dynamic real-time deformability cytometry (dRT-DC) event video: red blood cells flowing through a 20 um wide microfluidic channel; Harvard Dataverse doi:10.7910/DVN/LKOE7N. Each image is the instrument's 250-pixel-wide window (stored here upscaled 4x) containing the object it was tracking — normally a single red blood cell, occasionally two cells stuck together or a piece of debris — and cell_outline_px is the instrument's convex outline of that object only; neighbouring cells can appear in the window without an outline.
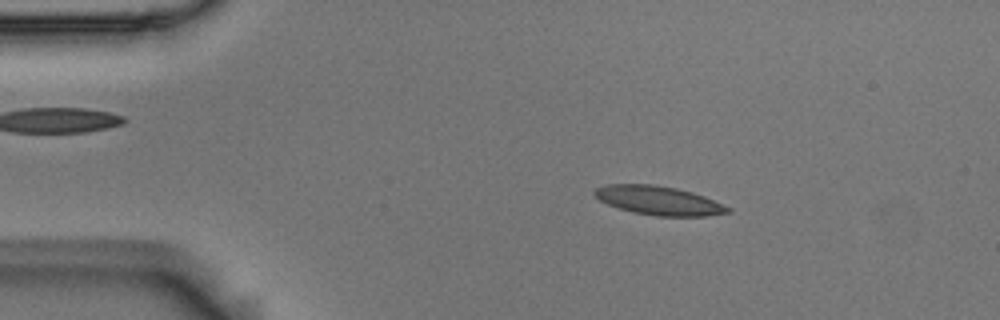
{"species": "Egyptian fruit bat (a non-hibernating species)", "species_latin": "Rousettus aegyptiacus", "temperature_condition": "room temperature", "stored_images_in_passage": 54, "camera_frame_rate_fps": 3000, "um_per_image_px": 0.085, "animal": {"sex": "male"}, "frame": {"image": 1, "passage_image": 9, "time_ms": 2.667, "image_size_px": [1000, 320], "cell_outline_px": [[732, 212], [708, 216], [656, 216], [632, 212], [608, 204], [600, 200], [592, 192], [596, 188], [608, 184], [652, 184], [676, 188], [692, 192], [704, 196], [732, 208]], "centroid_in_image_um": [56.02, 17.05], "position_along_channel_um": 29.0, "area_um2": 22.43}}
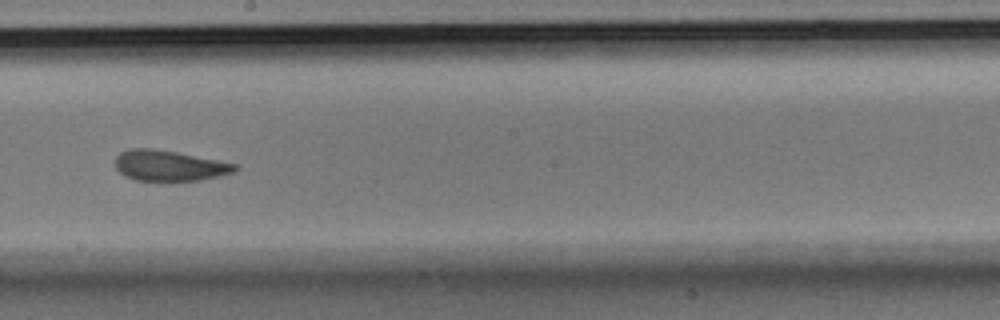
{"frame": {"image": 2, "passage_image": 30, "time_ms": 9.667, "image_size_px": [1000, 320], "cell_outline_px": [[236, 172], [200, 180], [156, 184], [136, 180], [124, 176], [116, 168], [116, 156], [120, 152], [128, 148], [152, 148], [176, 152], [236, 164]], "centroid_in_image_um": [14.33, 14.13], "position_along_channel_um": 233.9, "area_um2": 22.02}}
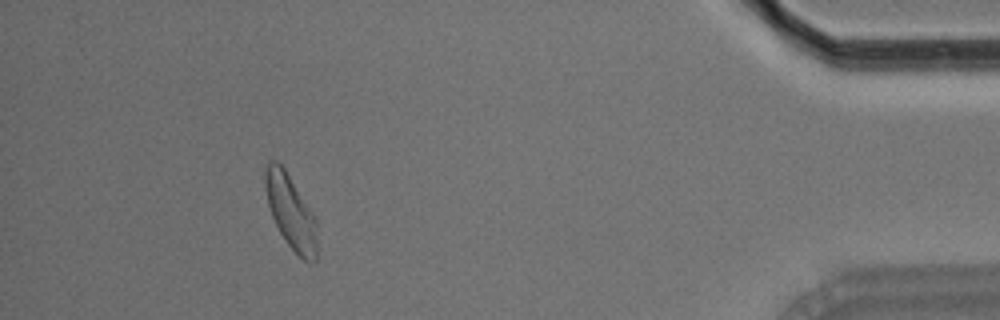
{"frame": {"image": 3, "passage_image": 49, "time_ms": 16.0, "image_size_px": [1000, 320], "cell_outline_px": [[316, 260], [312, 264], [304, 260], [284, 240], [272, 216], [268, 204], [264, 188], [264, 168], [268, 160], [276, 160], [284, 168], [316, 220]], "centroid_in_image_um": [24.67, 17.98], "position_along_channel_um": 410.5, "area_um2": 22.02}, "authors_computed_cell_mechanics": {"area_um2": 22.0796, "velocity_mm_per_s": 3.7021, "shape_relaxation_time_tau1_ms": 7.2009, "shape_relaxation_time_tau2_ms": 2.3137, "deformation_change_tau1": 0.1666, "deformation_change_tau2": 0.086}}